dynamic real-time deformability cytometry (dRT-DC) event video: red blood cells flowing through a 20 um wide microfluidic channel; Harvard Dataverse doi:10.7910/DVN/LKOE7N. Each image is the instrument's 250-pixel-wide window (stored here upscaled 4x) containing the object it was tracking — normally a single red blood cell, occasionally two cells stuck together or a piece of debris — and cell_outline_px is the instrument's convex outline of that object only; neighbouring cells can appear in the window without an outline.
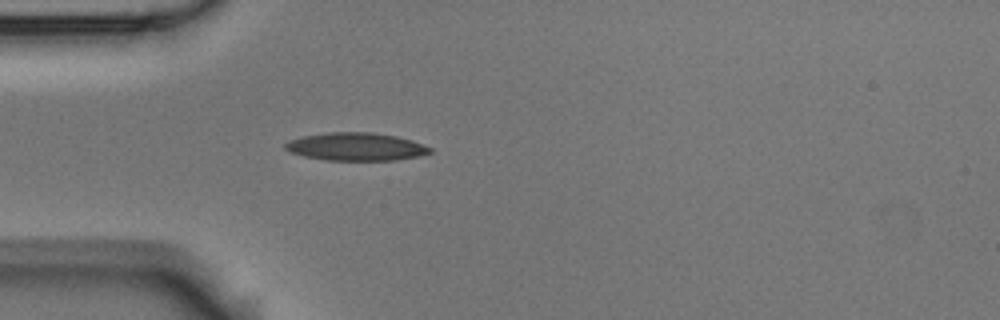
{"species": "Egyptian fruit bat (a non-hibernating species)", "species_latin": "Rousettus aegyptiacus", "temperature_condition": "room temperature", "stored_images_in_passage": 1, "camera_frame_rate_fps": 3000, "um_per_image_px": 0.085, "animal": {"sex": "male"}, "frame": {"image": 1, "passage_image": 1, "time_ms": 0.0, "image_size_px": [1000, 320], "cell_outline_px": [[432, 152], [420, 156], [396, 160], [324, 160], [304, 156], [292, 152], [284, 148], [284, 144], [288, 140], [300, 136], [328, 132], [372, 132], [396, 136], [412, 140], [432, 148]], "centroid_in_image_um": [30.25, 12.46], "position_along_channel_um": 54.8, "area_um2": 23.7}}